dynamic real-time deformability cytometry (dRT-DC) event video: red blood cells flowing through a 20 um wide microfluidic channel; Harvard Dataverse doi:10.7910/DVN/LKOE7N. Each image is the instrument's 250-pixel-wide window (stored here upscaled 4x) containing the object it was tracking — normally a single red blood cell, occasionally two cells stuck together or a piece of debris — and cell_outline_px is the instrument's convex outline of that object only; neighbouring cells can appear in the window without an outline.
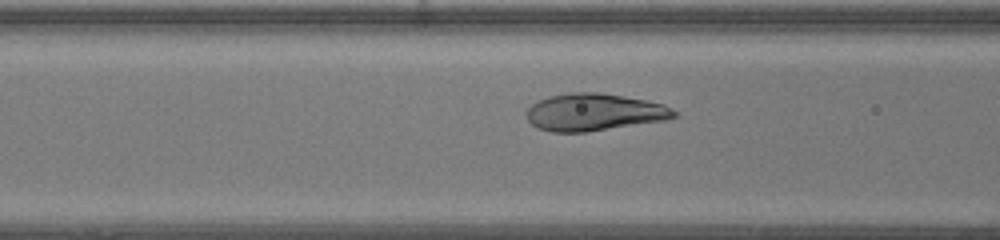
{"species": "human", "species_latin": "Homo sapiens", "temperature_condition": "warm", "stored_images_in_passage": 30, "camera_frame_rate_fps": 3000, "um_per_image_px": 0.085, "donor": {"sex": "female"}, "frame": {"image": 1, "passage_image": 7, "time_ms": 2.0, "image_size_px": [1000, 240], "cell_outline_px": [[680, 116], [668, 120], [584, 132], [552, 132], [536, 128], [528, 120], [524, 112], [532, 104], [548, 96], [572, 92], [600, 92], [624, 96], [664, 104], [676, 112]], "centroid_in_image_um": [50.5, 9.54], "position_along_channel_um": 116.1, "area_um2": 32.19}}
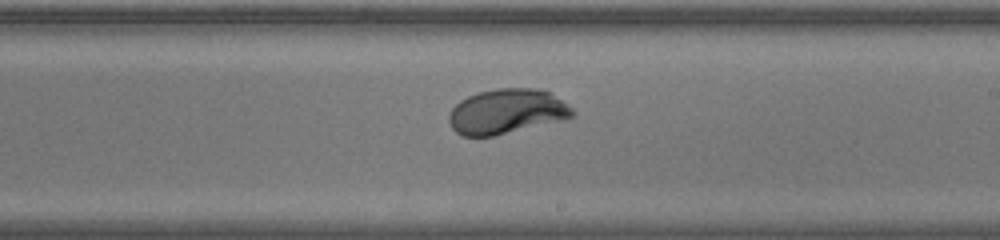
{"frame": {"image": 2, "passage_image": 16, "time_ms": 5.0, "image_size_px": [1000, 240], "cell_outline_px": [[576, 112], [572, 116], [564, 120], [492, 136], [460, 136], [452, 128], [448, 120], [448, 112], [460, 100], [476, 92], [496, 88], [536, 88], [548, 92], [568, 104]], "centroid_in_image_um": [43.04, 9.47], "position_along_channel_um": 246.0, "area_um2": 32.43}}
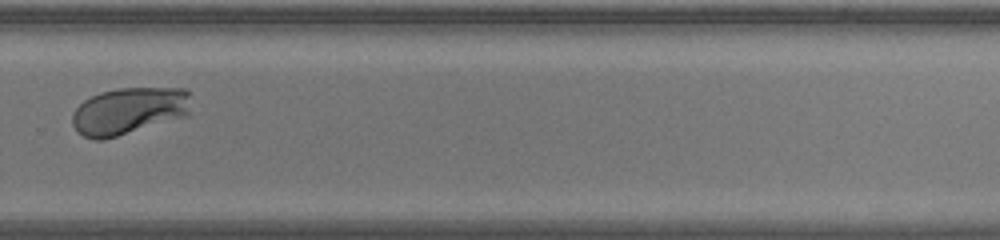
{"frame": {"image": 3, "passage_image": 21, "time_ms": 6.667, "image_size_px": [1000, 240], "cell_outline_px": [[188, 116], [104, 140], [96, 140], [84, 136], [76, 132], [72, 124], [72, 112], [84, 100], [100, 92], [120, 88], [188, 88]], "centroid_in_image_um": [10.92, 9.44], "position_along_channel_um": 318.9, "area_um2": 32.66}, "authors_computed_cell_mechanics": {"area_um2": 32.5703, "velocity_mm_per_s": 4.3443, "shape_relaxation_time_tau1_ms": 2.0557, "shape_relaxation_time_tau2_ms": null, "deformation_change_tau1": 0.186, "deformation_change_tau2": null}}